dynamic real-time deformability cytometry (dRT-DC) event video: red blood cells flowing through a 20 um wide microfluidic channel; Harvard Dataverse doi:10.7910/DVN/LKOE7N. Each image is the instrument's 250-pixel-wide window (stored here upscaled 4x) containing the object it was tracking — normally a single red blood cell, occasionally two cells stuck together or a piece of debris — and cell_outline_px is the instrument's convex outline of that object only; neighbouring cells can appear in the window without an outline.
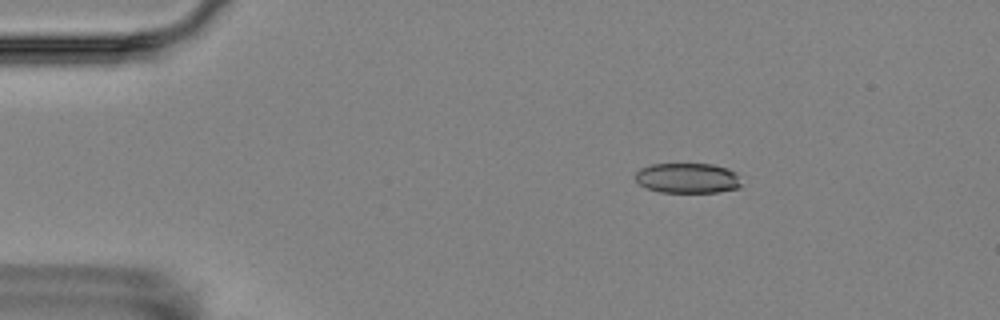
{"species": "Egyptian fruit bat (a non-hibernating species)", "species_latin": "Rousettus aegyptiacus", "temperature_condition": "room temperature", "stored_images_in_passage": 4, "camera_frame_rate_fps": 3000, "um_per_image_px": 0.085, "animal": {"sex": "female"}, "frame": {"image": 1, "passage_image": 3, "time_ms": 2.333, "image_size_px": [1000, 320], "cell_outline_px": [[740, 188], [716, 192], [660, 192], [648, 188], [640, 184], [636, 180], [636, 172], [640, 168], [652, 164], [712, 164], [728, 168], [736, 172], [740, 184]], "centroid_in_image_um": [58.45, 15.13], "position_along_channel_um": 26.6, "area_um2": 18.55}}